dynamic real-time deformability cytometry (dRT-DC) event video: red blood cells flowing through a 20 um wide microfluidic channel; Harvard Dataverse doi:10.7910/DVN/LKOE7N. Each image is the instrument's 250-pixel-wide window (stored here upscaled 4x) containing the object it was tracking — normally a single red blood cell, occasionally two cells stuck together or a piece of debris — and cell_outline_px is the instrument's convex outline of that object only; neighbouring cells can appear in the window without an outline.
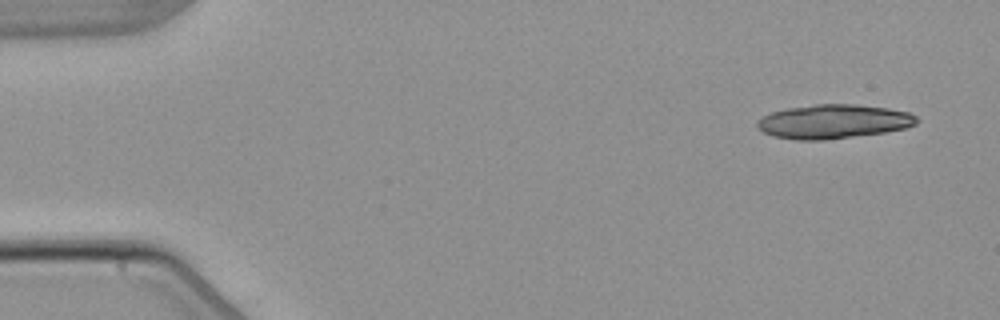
{"species": "common noctule bat (a hibernating species)", "species_latin": "Nyctalus noctula", "temperature_condition": "warm", "stored_images_in_passage": 4, "camera_frame_rate_fps": 3000, "um_per_image_px": 0.085, "animal": {"sex": "male", "body_mass_g": 21.5, "forearm_length_mm": 52.0}, "frame": {"image": 1, "passage_image": 1, "time_ms": 0.0, "image_size_px": [1000, 320], "cell_outline_px": [[920, 120], [916, 124], [904, 128], [884, 132], [824, 140], [796, 140], [772, 136], [764, 132], [756, 124], [756, 120], [772, 112], [788, 108], [816, 104], [856, 104], [888, 108], [908, 112], [916, 116]], "centroid_in_image_um": [70.85, 10.33], "position_along_channel_um": 14.2, "area_um2": 31.56}}